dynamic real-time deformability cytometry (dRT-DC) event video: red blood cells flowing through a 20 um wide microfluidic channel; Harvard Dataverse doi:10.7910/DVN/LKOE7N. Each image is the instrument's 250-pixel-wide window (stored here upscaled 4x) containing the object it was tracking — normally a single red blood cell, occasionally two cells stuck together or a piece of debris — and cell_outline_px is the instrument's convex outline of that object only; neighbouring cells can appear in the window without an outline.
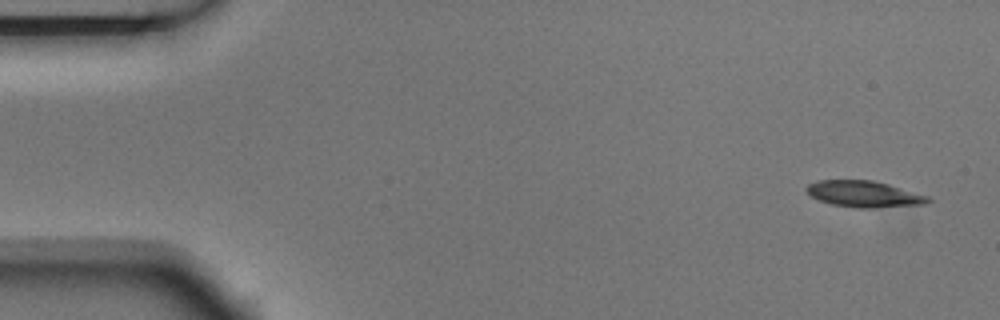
{"species": "Egyptian fruit bat (a non-hibernating species)", "species_latin": "Rousettus aegyptiacus", "temperature_condition": "room temperature", "stored_images_in_passage": 5, "segment_of_instrument_passage": [1, 2], "camera_frame_rate_fps": 3000, "um_per_image_px": 0.085, "animal": {"sex": "male"}, "frame": {"image": 1, "passage_image": 1, "time_ms": 0.0, "image_size_px": [1000, 320], "cell_outline_px": [[932, 200], [924, 204], [872, 208], [860, 208], [832, 204], [820, 200], [812, 196], [804, 188], [808, 184], [816, 180], [872, 180], [888, 184], [928, 196]], "centroid_in_image_um": [73.43, 16.48], "position_along_channel_um": 11.6, "area_um2": 18.44}}
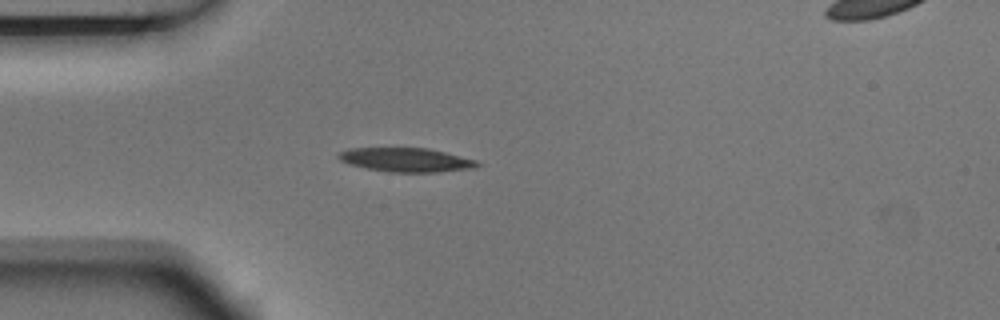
{"frame": {"image": 2, "passage_image": 4, "time_ms": 1.0, "image_size_px": [1000, 320], "cell_outline_px": [[480, 164], [476, 168], [440, 172], [388, 172], [368, 168], [352, 164], [340, 160], [336, 156], [340, 152], [348, 148], [428, 148], [476, 160]], "centroid_in_image_um": [34.54, 13.59], "position_along_channel_um": 50.5, "area_um2": 19.25}}